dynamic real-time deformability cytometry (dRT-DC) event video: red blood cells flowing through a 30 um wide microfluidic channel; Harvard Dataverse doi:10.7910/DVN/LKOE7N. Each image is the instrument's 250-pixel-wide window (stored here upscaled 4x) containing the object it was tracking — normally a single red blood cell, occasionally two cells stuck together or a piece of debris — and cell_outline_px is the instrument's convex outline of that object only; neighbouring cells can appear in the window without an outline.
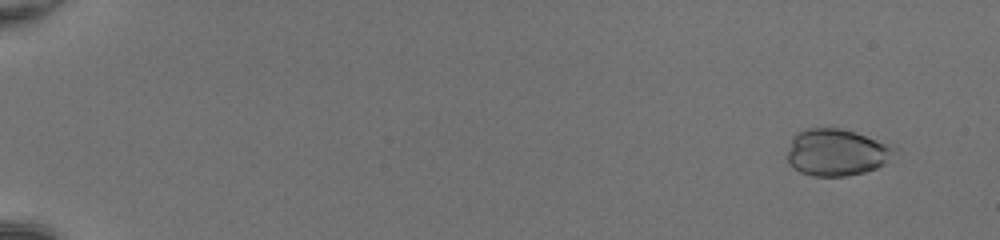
{"species": "common noctule bat (a hibernating species)", "species_latin": "Nyctalus noctula", "temperature_condition": "room temperature", "stored_images_in_passage": 52, "camera_frame_rate_fps": 3000, "um_per_image_px": 0.085, "animal": {"sex": "female", "body_mass_g": 20.0, "forearm_length_mm": 54.0}, "frame": {"image": 1, "passage_image": 4, "time_ms": 1.0, "image_size_px": [1000, 240], "cell_outline_px": [[900, 148], [884, 164], [876, 168], [864, 172], [844, 176], [812, 176], [800, 172], [788, 164], [788, 148], [792, 136], [796, 132], [804, 128], [840, 128], [856, 132]], "centroid_in_image_um": [71.1, 12.94], "position_along_channel_um": 13.9, "area_um2": 29.54}}
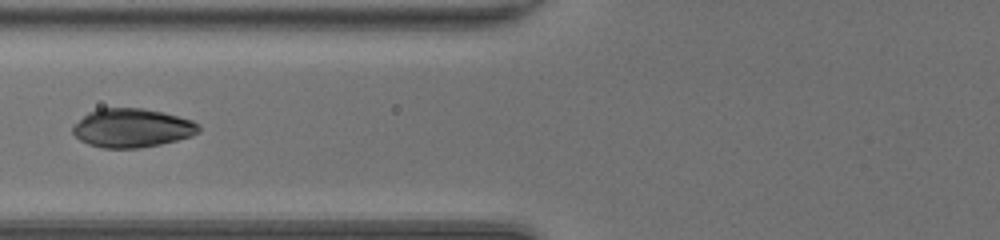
{"frame": {"image": 2, "passage_image": 24, "time_ms": 7.667, "image_size_px": [1000, 240], "cell_outline_px": [[200, 132], [192, 136], [160, 144], [140, 148], [104, 148], [88, 144], [80, 140], [72, 132], [72, 128], [88, 112], [96, 108], [144, 108], [164, 112], [192, 120], [200, 124]], "centroid_in_image_um": [11.25, 10.87], "position_along_channel_um": 114.5, "area_um2": 28.55}}
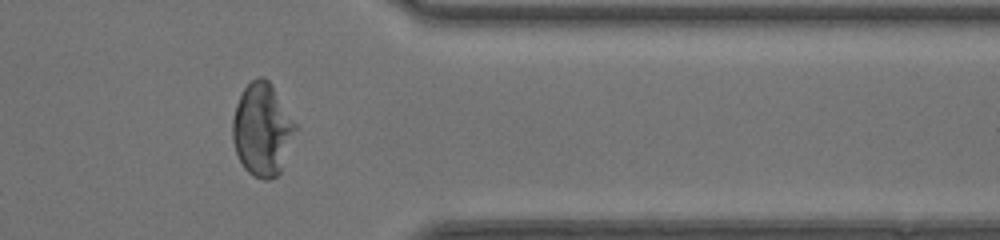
{"frame": {"image": 3, "passage_image": 44, "time_ms": 14.333, "image_size_px": [1000, 240], "cell_outline_px": [[296, 128], [280, 172], [276, 176], [268, 180], [264, 180], [252, 176], [244, 168], [236, 152], [232, 140], [232, 120], [236, 104], [244, 88], [252, 80], [260, 76], [264, 76], [272, 84], [296, 124]], "centroid_in_image_um": [22.26, 11.0], "position_along_channel_um": 389.1, "area_um2": 33.7}, "authors_computed_cell_mechanics": {"area_um2": 29.0156, "velocity_mm_per_s": 4.2107, "shape_relaxation_time_tau1_ms": 6.1738, "shape_relaxation_time_tau2_ms": null, "deformation_change_tau1": 0.232, "deformation_change_tau2": null}}